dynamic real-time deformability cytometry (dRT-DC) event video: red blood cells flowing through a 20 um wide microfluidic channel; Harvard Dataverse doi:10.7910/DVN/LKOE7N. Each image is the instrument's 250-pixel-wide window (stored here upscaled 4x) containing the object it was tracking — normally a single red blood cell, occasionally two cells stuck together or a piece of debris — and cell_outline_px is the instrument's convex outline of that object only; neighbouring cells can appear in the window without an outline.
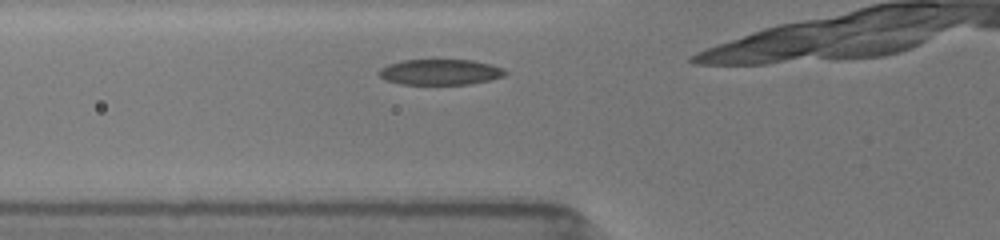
{"species": "common noctule bat (a hibernating species)", "species_latin": "Nyctalus noctula", "temperature_condition": "room temperature", "stored_images_in_passage": 11, "camera_frame_rate_fps": 3000, "um_per_image_px": 0.085, "animal": {"sex": "female", "body_mass_g": 19.5, "forearm_length_mm": 54.1}, "frame": {"image": 1, "passage_image": 4, "time_ms": 1.0, "image_size_px": [1000, 240], "cell_outline_px": [[508, 72], [504, 76], [492, 80], [468, 84], [400, 84], [388, 80], [380, 76], [376, 72], [380, 68], [388, 64], [404, 60], [472, 60], [492, 64], [504, 68]], "centroid_in_image_um": [37.46, 6.12], "position_along_channel_um": 88.3, "area_um2": 18.96}}
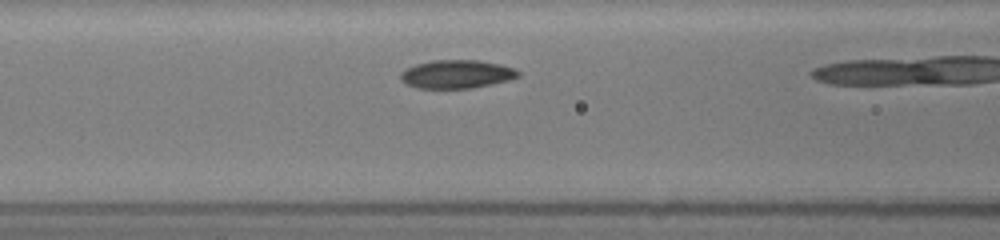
{"frame": {"image": 2, "passage_image": 7, "time_ms": 2.0, "image_size_px": [1000, 240], "cell_outline_px": [[520, 76], [508, 80], [492, 84], [472, 88], [416, 88], [400, 80], [400, 72], [404, 68], [416, 64], [432, 60], [480, 60], [500, 64], [512, 68], [520, 72]], "centroid_in_image_um": [38.79, 6.3], "position_along_channel_um": 127.8, "area_um2": 19.54}}
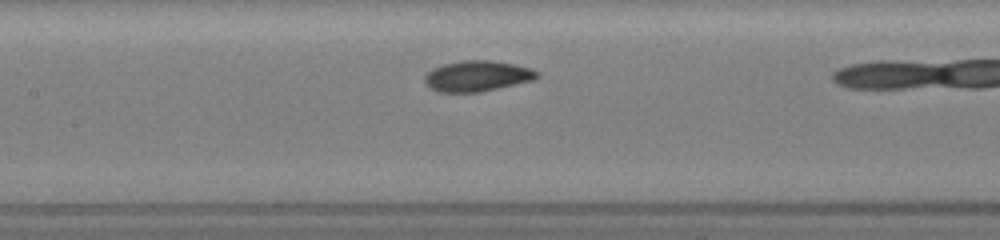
{"frame": {"image": 3, "passage_image": 10, "time_ms": 3.0, "image_size_px": [1000, 240], "cell_outline_px": [[540, 76], [532, 80], [480, 92], [436, 92], [428, 88], [424, 84], [424, 76], [432, 68], [444, 64], [460, 60], [492, 60], [516, 64], [532, 68], [540, 72]], "centroid_in_image_um": [40.54, 6.46], "position_along_channel_um": 166.9, "area_um2": 20.4}}